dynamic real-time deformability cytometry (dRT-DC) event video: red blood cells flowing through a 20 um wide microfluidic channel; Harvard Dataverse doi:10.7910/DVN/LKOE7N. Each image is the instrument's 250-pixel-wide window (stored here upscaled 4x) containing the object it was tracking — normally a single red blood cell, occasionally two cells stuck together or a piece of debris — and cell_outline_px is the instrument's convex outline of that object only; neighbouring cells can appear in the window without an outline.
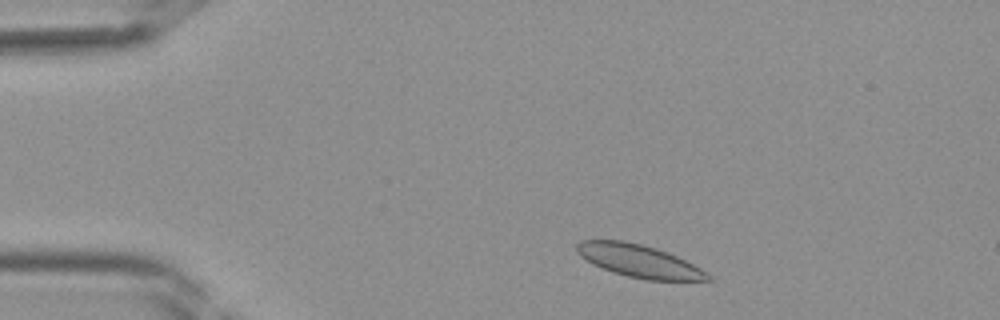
{"species": "Egyptian fruit bat (a non-hibernating species)", "species_latin": "Rousettus aegyptiacus", "temperature_condition": "room temperature", "stored_images_in_passage": 4, "camera_frame_rate_fps": 3000, "um_per_image_px": 0.085, "frame": {"image": 1, "passage_image": 3, "time_ms": 0.667, "image_size_px": [1000, 320], "cell_outline_px": [[716, 280], [644, 280], [612, 272], [592, 264], [580, 256], [576, 252], [576, 244], [580, 240], [624, 240], [656, 248], [676, 256], [700, 268], [712, 276]], "centroid_in_image_um": [54.29, 22.18], "position_along_channel_um": 30.7, "area_um2": 24.91}}